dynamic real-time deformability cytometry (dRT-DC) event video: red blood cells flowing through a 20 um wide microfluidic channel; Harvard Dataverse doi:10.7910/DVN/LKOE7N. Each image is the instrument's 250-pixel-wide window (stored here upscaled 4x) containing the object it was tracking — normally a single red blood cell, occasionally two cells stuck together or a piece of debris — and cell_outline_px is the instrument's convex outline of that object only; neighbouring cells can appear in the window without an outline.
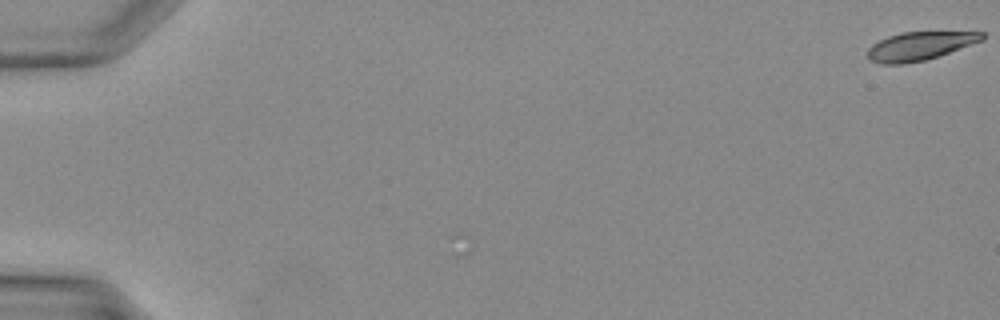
{"species": "Egyptian fruit bat (a non-hibernating species)", "species_latin": "Rousettus aegyptiacus", "temperature_condition": "warm", "stored_images_in_passage": 37, "camera_frame_rate_fps": 3000, "um_per_image_px": 0.085, "animal": {"sex": "female"}, "frame": {"image": 1, "passage_image": 1, "time_ms": 0.0, "image_size_px": [1000, 320], "cell_outline_px": [[984, 40], [924, 60], [900, 64], [880, 64], [868, 60], [868, 48], [872, 44], [888, 36], [904, 32], [984, 32]], "centroid_in_image_um": [78.13, 3.91], "position_along_channel_um": 6.9, "area_um2": 18.67}}
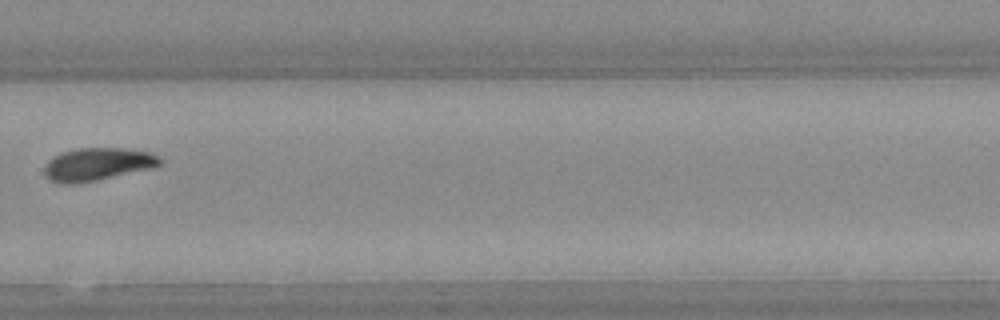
{"frame": {"image": 2, "passage_image": 29, "time_ms": 9.333, "image_size_px": [1000, 320], "cell_outline_px": [[160, 164], [152, 168], [96, 180], [76, 184], [60, 184], [48, 180], [44, 172], [44, 168], [48, 160], [64, 152], [76, 148], [124, 148], [148, 152], [160, 156]], "centroid_in_image_um": [8.25, 13.97], "position_along_channel_um": 321.5, "area_um2": 21.96}}
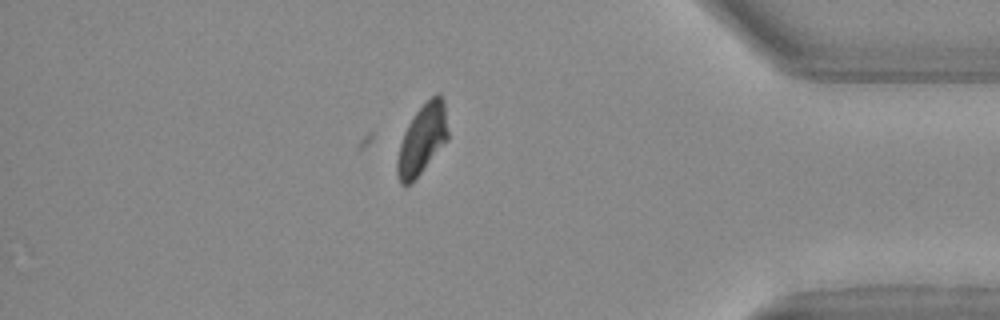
{"frame": {"image": 3, "passage_image": 35, "time_ms": 11.333, "image_size_px": [1000, 320], "cell_outline_px": [[448, 136], [420, 172], [404, 188], [400, 184], [396, 172], [396, 160], [400, 144], [404, 132], [408, 124], [416, 112], [436, 92], [440, 92], [444, 100], [448, 132]], "centroid_in_image_um": [35.85, 11.81], "position_along_channel_um": 399.3, "area_um2": 20.06}}